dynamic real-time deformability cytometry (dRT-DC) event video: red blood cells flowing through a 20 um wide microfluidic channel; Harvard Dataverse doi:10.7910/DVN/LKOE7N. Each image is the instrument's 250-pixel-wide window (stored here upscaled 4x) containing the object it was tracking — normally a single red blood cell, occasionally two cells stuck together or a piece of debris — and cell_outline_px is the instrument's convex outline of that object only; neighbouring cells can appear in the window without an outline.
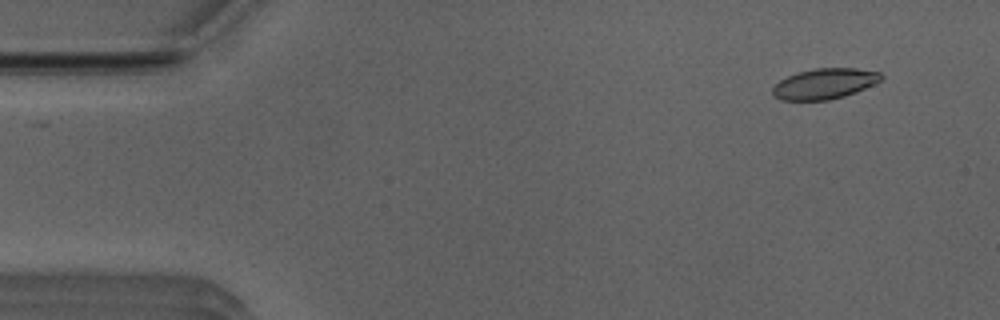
{"species": "Egyptian fruit bat (a non-hibernating species)", "species_latin": "Rousettus aegyptiacus", "temperature_condition": "room temperature", "stored_images_in_passage": 49, "camera_frame_rate_fps": 3000, "um_per_image_px": 0.085, "animal": {"sex": "male"}, "frame": {"image": 1, "passage_image": 1, "time_ms": 0.0, "image_size_px": [1000, 320], "cell_outline_px": [[884, 76], [880, 80], [856, 92], [844, 96], [828, 100], [780, 100], [772, 92], [772, 88], [780, 80], [796, 72], [816, 68], [856, 68], [880, 72]], "centroid_in_image_um": [70.08, 7.11], "position_along_channel_um": 14.9, "area_um2": 19.19}}
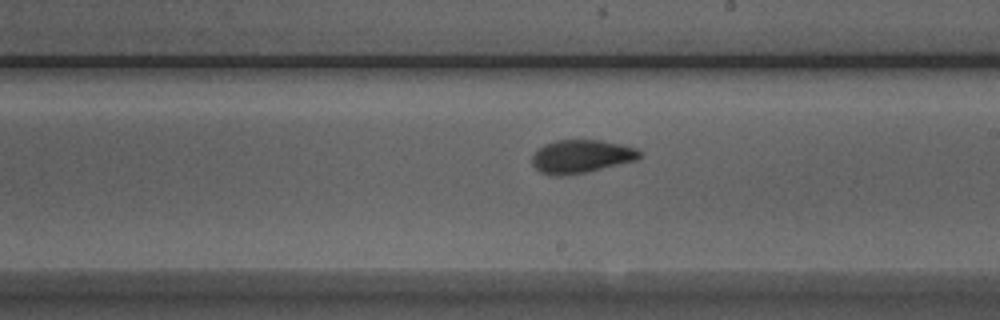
{"frame": {"image": 2, "passage_image": 26, "time_ms": 8.333, "image_size_px": [1000, 320], "cell_outline_px": [[640, 156], [636, 160], [588, 172], [564, 176], [548, 176], [540, 172], [532, 164], [532, 156], [544, 144], [556, 140], [600, 140], [620, 144], [636, 148], [640, 152]], "centroid_in_image_um": [49.37, 13.31], "position_along_channel_um": 239.6, "area_um2": 20.87}}
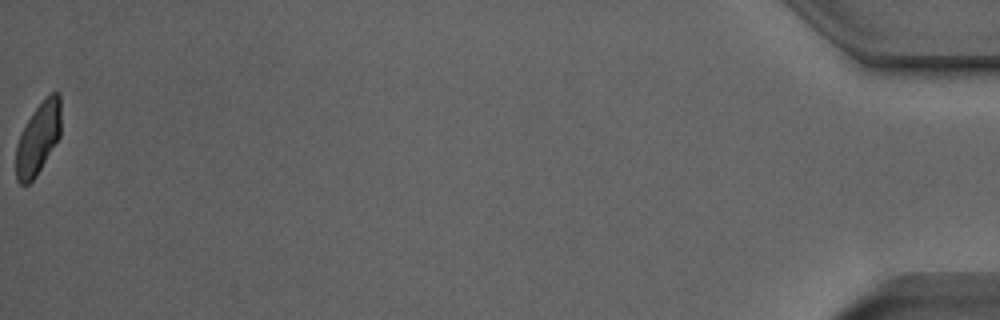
{"frame": {"image": 3, "passage_image": 49, "time_ms": 16.0, "image_size_px": [1000, 320], "cell_outline_px": [[60, 136], [36, 176], [28, 184], [20, 184], [16, 180], [16, 144], [20, 132], [32, 112], [52, 92], [60, 92]], "centroid_in_image_um": [3.22, 11.78], "position_along_channel_um": 432.0, "area_um2": 18.73}, "authors_computed_cell_mechanics": {"area_um2": 20.4034, "velocity_mm_per_s": 3.9272, "shape_relaxation_time_tau1_ms": 4.8791, "shape_relaxation_time_tau2_ms": 1.3676, "deformation_change_tau1": 0.1454, "deformation_change_tau2": 0.0573}}